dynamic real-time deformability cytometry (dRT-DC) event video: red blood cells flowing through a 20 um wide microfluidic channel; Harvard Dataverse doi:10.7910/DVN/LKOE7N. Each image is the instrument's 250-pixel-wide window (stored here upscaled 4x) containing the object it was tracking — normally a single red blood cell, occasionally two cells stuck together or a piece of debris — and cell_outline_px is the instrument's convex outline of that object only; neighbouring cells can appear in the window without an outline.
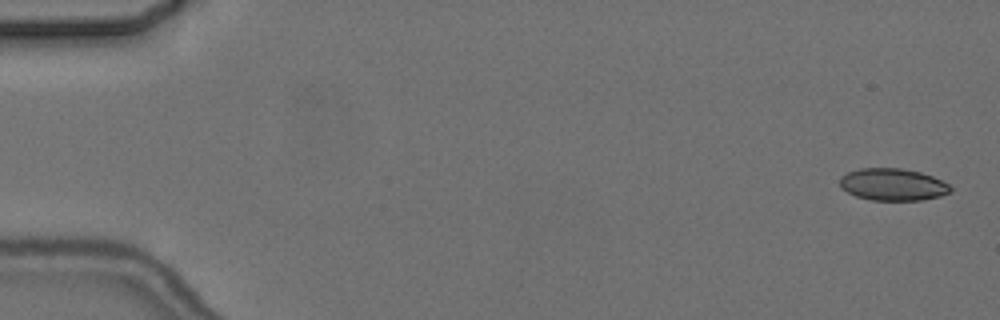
{"species": "common noctule bat (a hibernating species)", "species_latin": "Nyctalus noctula", "temperature_condition": "cold", "stored_images_in_passage": 7, "camera_frame_rate_fps": 3000, "um_per_image_px": 0.085, "animal": {"sex": "female", "body_mass_g": 24.6, "forearm_length_mm": 56.2}, "frame": {"image": 1, "passage_image": 1, "time_ms": 0.0, "image_size_px": [1000, 320], "cell_outline_px": [[952, 192], [940, 196], [920, 200], [872, 200], [856, 196], [840, 188], [840, 176], [848, 172], [860, 168], [900, 168], [920, 172], [932, 176], [948, 184], [952, 188]], "centroid_in_image_um": [75.88, 15.68], "position_along_channel_um": 9.1, "area_um2": 20.69}}